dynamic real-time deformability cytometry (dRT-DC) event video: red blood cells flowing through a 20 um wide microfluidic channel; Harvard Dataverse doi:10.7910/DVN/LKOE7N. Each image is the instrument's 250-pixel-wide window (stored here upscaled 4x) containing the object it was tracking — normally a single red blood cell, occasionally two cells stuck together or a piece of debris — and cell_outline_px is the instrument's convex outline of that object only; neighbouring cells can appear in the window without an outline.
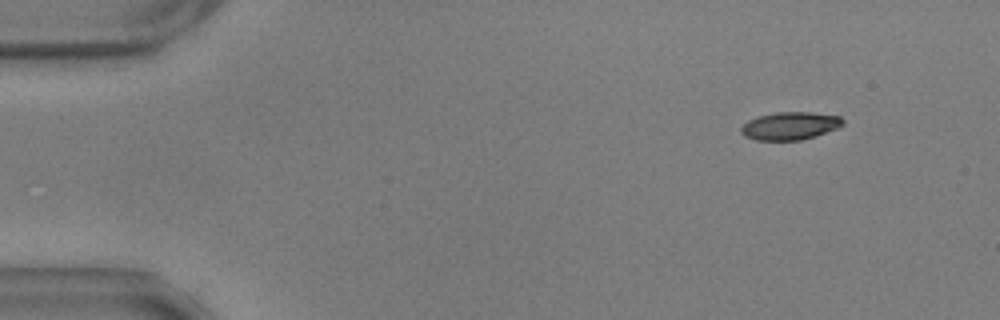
{"species": "common noctule bat (a hibernating species)", "species_latin": "Nyctalus noctula", "temperature_condition": "warm", "stored_images_in_passage": 55, "camera_frame_rate_fps": 3000, "um_per_image_px": 0.085, "animal": {"sex": "male", "body_mass_g": 17.9, "forearm_length_mm": 54.2}, "frame": {"image": 1, "passage_image": 6, "time_ms": 1.667, "image_size_px": [1000, 320], "cell_outline_px": [[844, 124], [836, 128], [816, 136], [800, 140], [756, 140], [744, 136], [740, 132], [740, 128], [748, 120], [760, 116], [776, 112], [812, 112], [840, 116], [844, 120]], "centroid_in_image_um": [67.15, 10.7], "position_along_channel_um": 17.8, "area_um2": 16.47}}
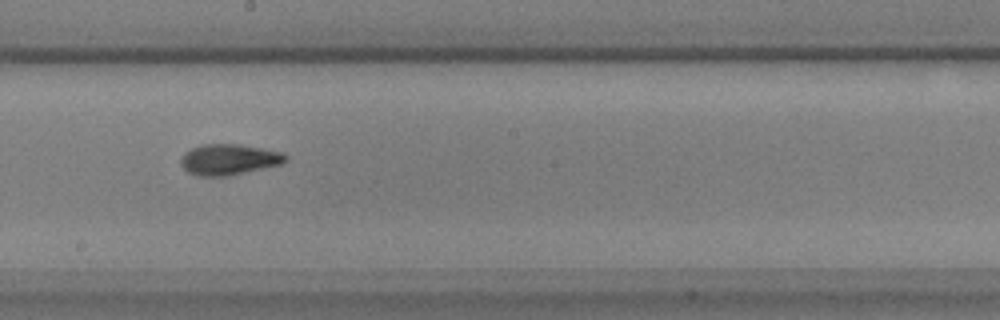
{"frame": {"image": 2, "passage_image": 32, "time_ms": 10.333, "image_size_px": [1000, 320], "cell_outline_px": [[288, 160], [284, 164], [228, 176], [196, 176], [188, 172], [180, 164], [180, 160], [184, 152], [200, 144], [240, 144], [284, 152], [288, 156]], "centroid_in_image_um": [19.49, 13.55], "position_along_channel_um": 228.7, "area_um2": 19.19}}
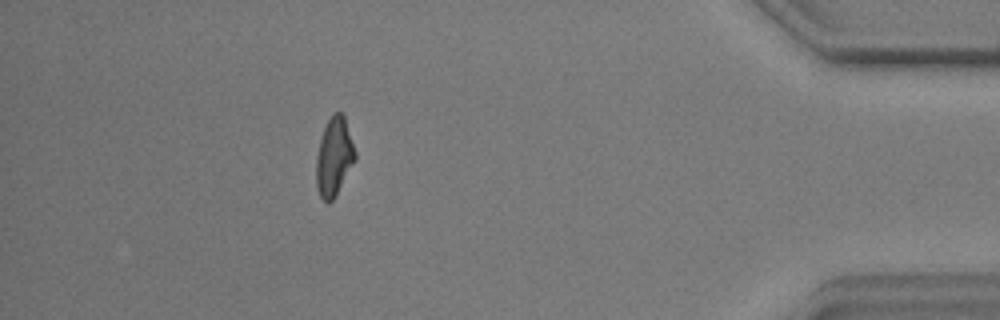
{"frame": {"image": 3, "passage_image": 51, "time_ms": 16.667, "image_size_px": [1000, 320], "cell_outline_px": [[356, 160], [332, 200], [328, 204], [320, 196], [316, 188], [316, 156], [320, 140], [324, 128], [332, 112], [340, 112], [344, 116], [356, 152]], "centroid_in_image_um": [28.39, 13.32], "position_along_channel_um": 406.8, "area_um2": 17.69}, "authors_computed_cell_mechanics": {"area_um2": 17.6868, "velocity_mm_per_s": 3.5646, "shape_relaxation_time_tau1_ms": 4.6939, "shape_relaxation_time_tau2_ms": 2.6923, "deformation_change_tau1": 0.1813, "deformation_change_tau2": 0.0988}}